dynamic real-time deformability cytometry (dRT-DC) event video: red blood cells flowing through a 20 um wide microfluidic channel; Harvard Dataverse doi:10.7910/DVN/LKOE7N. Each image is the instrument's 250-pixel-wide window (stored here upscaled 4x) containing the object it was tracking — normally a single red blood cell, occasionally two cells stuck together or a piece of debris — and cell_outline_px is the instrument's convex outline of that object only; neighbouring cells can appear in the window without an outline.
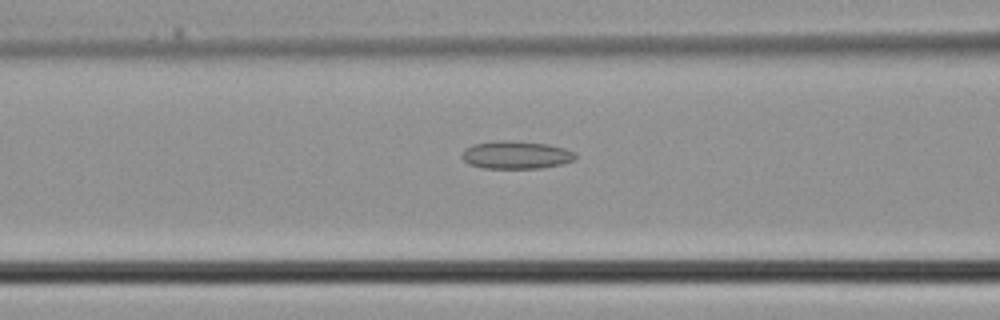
{"species": "common noctule bat (a hibernating species)", "species_latin": "Nyctalus noctula", "temperature_condition": "cold", "stored_images_in_passage": 30, "camera_frame_rate_fps": 3000, "um_per_image_px": 0.085, "animal": {"sex": "male", "body_mass_g": 21.5, "forearm_length_mm": 52.0}, "frame": {"image": 1, "passage_image": 7, "time_ms": 2.0, "image_size_px": [1000, 320], "cell_outline_px": [[576, 160], [560, 164], [540, 168], [484, 168], [468, 164], [460, 156], [464, 148], [472, 144], [496, 140], [504, 140], [548, 144], [564, 148], [572, 152], [576, 156]], "centroid_in_image_um": [43.81, 13.16], "position_along_channel_um": 122.8, "area_um2": 18.44}}
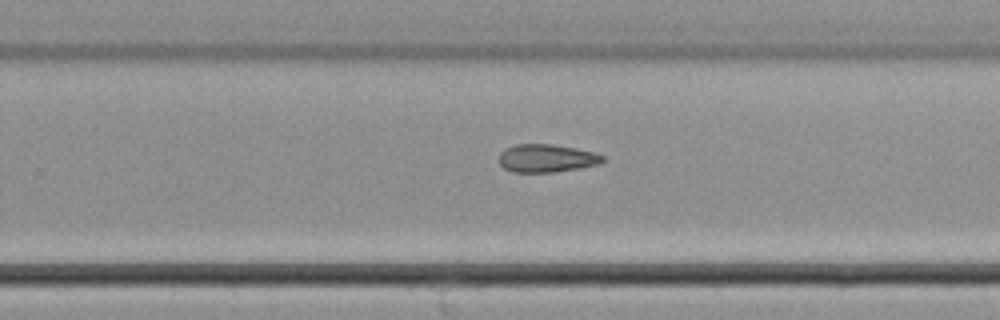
{"frame": {"image": 2, "passage_image": 16, "time_ms": 5.0, "image_size_px": [1000, 320], "cell_outline_px": [[604, 160], [600, 164], [580, 168], [552, 172], [512, 172], [504, 168], [496, 160], [500, 152], [504, 148], [516, 144], [552, 144], [576, 148], [596, 152], [604, 156]], "centroid_in_image_um": [46.43, 13.44], "position_along_channel_um": 283.4, "area_um2": 17.22}}
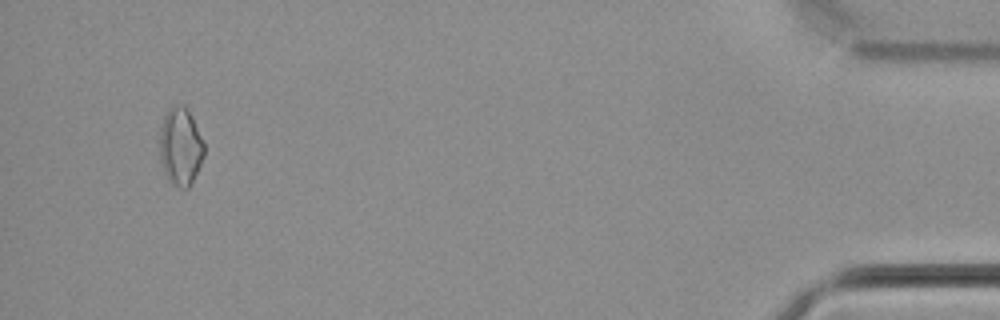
{"frame": {"image": 3, "passage_image": 28, "time_ms": 9.0, "image_size_px": [1000, 320], "cell_outline_px": [[204, 156], [188, 188], [180, 188], [172, 184], [168, 180], [164, 172], [160, 160], [160, 136], [164, 116], [168, 108], [172, 104], [184, 104], [188, 108], [204, 140]], "centroid_in_image_um": [15.35, 12.41], "position_along_channel_um": 419.9, "area_um2": 20.29}}